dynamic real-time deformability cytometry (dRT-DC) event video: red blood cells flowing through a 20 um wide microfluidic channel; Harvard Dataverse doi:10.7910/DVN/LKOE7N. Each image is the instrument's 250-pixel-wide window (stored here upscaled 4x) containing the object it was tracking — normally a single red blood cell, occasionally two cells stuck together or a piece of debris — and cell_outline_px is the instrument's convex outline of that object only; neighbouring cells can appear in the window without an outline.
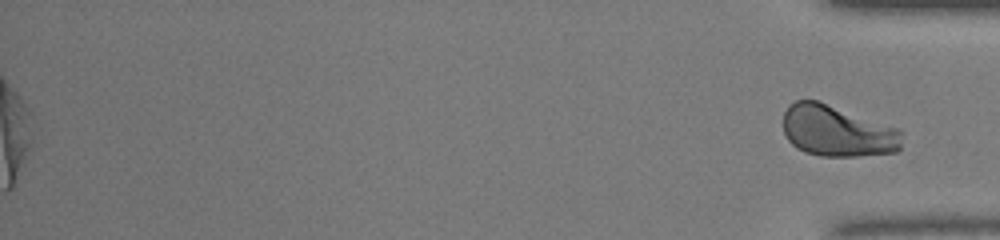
{"species": "human", "species_latin": "Homo sapiens", "temperature_condition": "warm", "stored_images_in_passage": 44, "segment_of_instrument_passage": [2, 2], "camera_frame_rate_fps": 3000, "um_per_image_px": 0.085, "donor": {"sex": "male"}, "frame": {"image": 1, "passage_image": 44, "time_ms": 14.333, "image_size_px": [1000, 240], "cell_outline_px": [[904, 132], [900, 148], [896, 152], [856, 156], [820, 156], [804, 152], [796, 148], [788, 140], [784, 132], [784, 112], [788, 104], [796, 100], [820, 100], [900, 128]], "centroid_in_image_um": [71.19, 11.12], "position_along_channel_um": 364.0, "area_um2": 36.18}}